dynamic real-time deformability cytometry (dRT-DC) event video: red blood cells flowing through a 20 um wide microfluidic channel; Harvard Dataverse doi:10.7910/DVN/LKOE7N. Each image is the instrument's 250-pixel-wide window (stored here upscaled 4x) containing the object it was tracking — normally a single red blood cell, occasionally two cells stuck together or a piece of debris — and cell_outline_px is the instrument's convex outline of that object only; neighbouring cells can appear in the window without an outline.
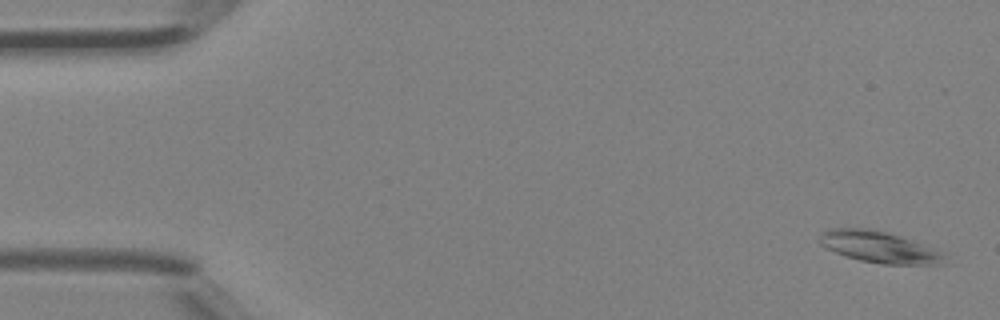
{"species": "Egyptian fruit bat (a non-hibernating species)", "species_latin": "Rousettus aegyptiacus", "temperature_condition": "room temperature", "stored_images_in_passage": 46, "camera_frame_rate_fps": 3000, "um_per_image_px": 0.085, "animal": {"sex": "female"}, "frame": {"image": 1, "passage_image": 2, "time_ms": 0.333, "image_size_px": [1000, 320], "cell_outline_px": [[944, 264], [884, 264], [860, 260], [836, 252], [820, 244], [820, 236], [828, 228], [872, 228], [888, 232], [900, 236], [944, 252]], "centroid_in_image_um": [74.75, 20.98], "position_along_channel_um": 10.3, "area_um2": 22.6}}
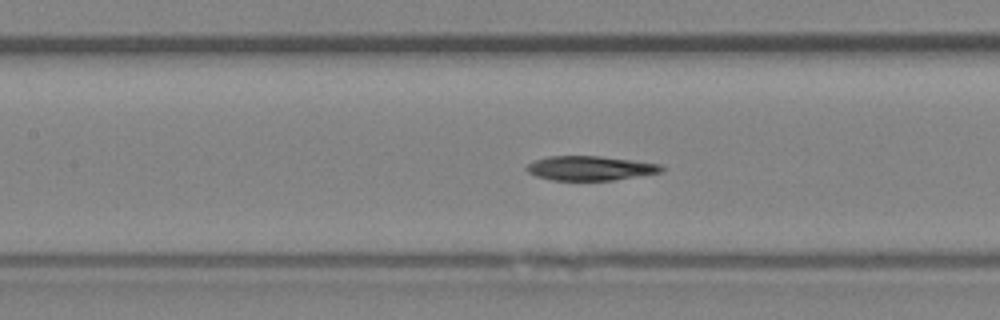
{"frame": {"image": 2, "passage_image": 21, "time_ms": 6.667, "image_size_px": [1000, 320], "cell_outline_px": [[664, 168], [660, 172], [612, 180], [552, 180], [536, 176], [528, 172], [524, 168], [528, 164], [536, 160], [548, 156], [600, 156], [632, 160], [660, 164]], "centroid_in_image_um": [50.12, 14.29], "position_along_channel_um": 157.3, "area_um2": 18.96}}
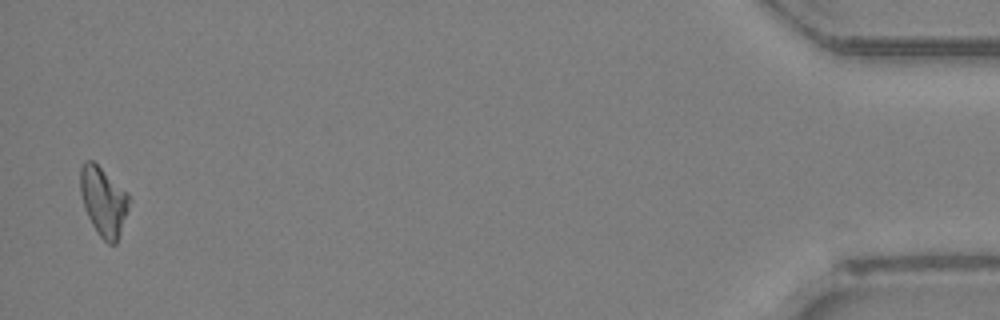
{"frame": {"image": 3, "passage_image": 45, "time_ms": 14.667, "image_size_px": [1000, 320], "cell_outline_px": [[132, 200], [120, 236], [116, 244], [108, 244], [100, 236], [92, 224], [84, 208], [80, 192], [80, 168], [84, 160], [92, 160], [128, 192]], "centroid_in_image_um": [8.82, 17.12], "position_along_channel_um": 426.4, "area_um2": 19.94}, "authors_computed_cell_mechanics": {"area_um2": 20.0855, "velocity_mm_per_s": 4.5129, "shape_relaxation_time_tau1_ms": 5.507, "shape_relaxation_time_tau2_ms": 9.7009, "deformation_change_tau1": 0.151, "deformation_change_tau2": 0.1675}}